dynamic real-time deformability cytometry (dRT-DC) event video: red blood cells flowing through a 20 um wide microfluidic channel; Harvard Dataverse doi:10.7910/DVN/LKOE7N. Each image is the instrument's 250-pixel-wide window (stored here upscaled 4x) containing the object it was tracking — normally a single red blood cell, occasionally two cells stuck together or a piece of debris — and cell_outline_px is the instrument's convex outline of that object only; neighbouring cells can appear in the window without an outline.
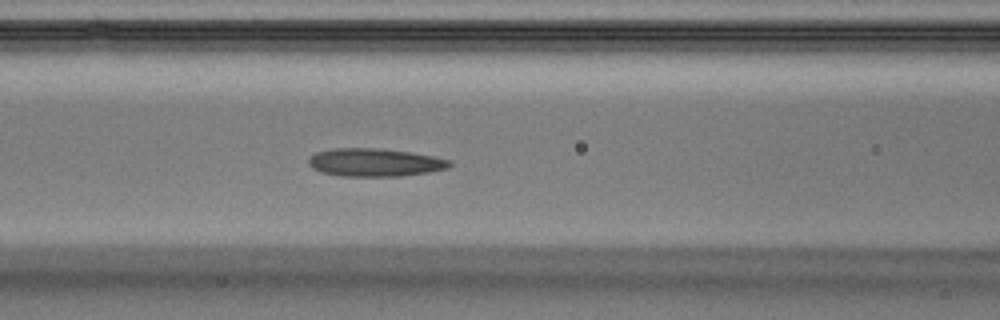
{"species": "Egyptian fruit bat (a non-hibernating species)", "species_latin": "Rousettus aegyptiacus", "temperature_condition": "warm", "stored_images_in_passage": 32, "camera_frame_rate_fps": 3000, "um_per_image_px": 0.085, "animal": {"sex": "male"}, "frame": {"image": 1, "passage_image": 9, "time_ms": 2.667, "image_size_px": [1000, 320], "cell_outline_px": [[452, 164], [448, 168], [428, 172], [400, 176], [340, 176], [324, 172], [312, 168], [308, 164], [308, 160], [316, 152], [336, 148], [380, 148], [408, 152], [432, 156], [448, 160]], "centroid_in_image_um": [31.84, 13.81], "position_along_channel_um": 134.8, "area_um2": 22.77}}
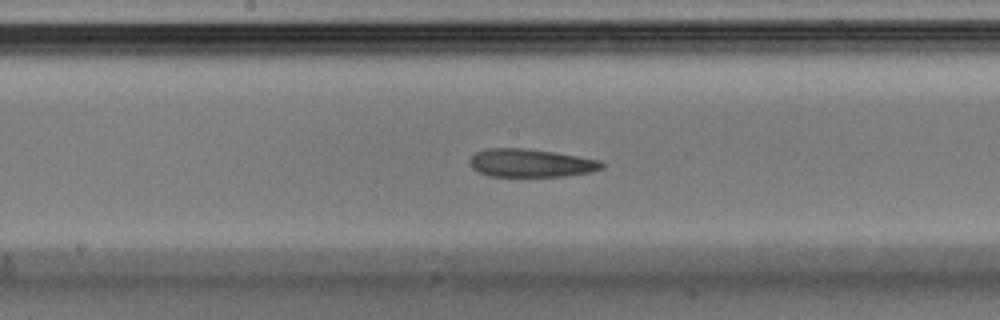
{"frame": {"image": 2, "passage_image": 13, "time_ms": 4.0, "image_size_px": [1000, 320], "cell_outline_px": [[604, 168], [592, 172], [564, 176], [488, 176], [476, 172], [472, 168], [468, 160], [476, 152], [488, 148], [524, 148], [556, 152], [600, 160], [604, 164]], "centroid_in_image_um": [45.11, 13.86], "position_along_channel_um": 203.1, "area_um2": 21.85}}
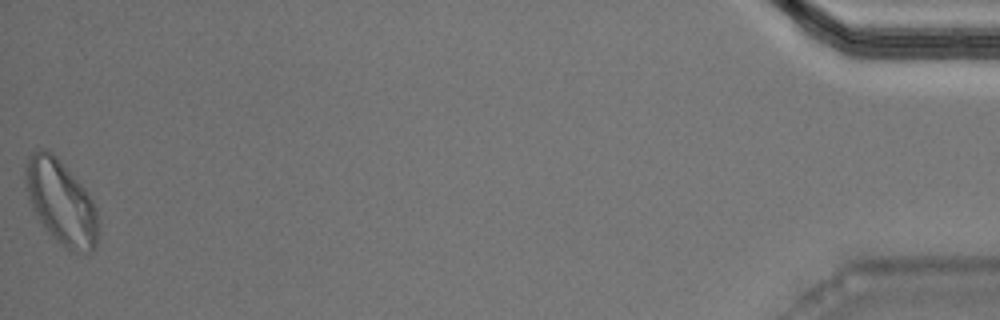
{"frame": {"image": 3, "passage_image": 32, "time_ms": 10.333, "image_size_px": [1000, 320], "cell_outline_px": [[96, 244], [92, 252], [68, 252], [52, 236], [40, 220], [32, 208], [28, 196], [24, 172], [24, 168], [28, 156], [32, 152], [40, 148], [44, 148], [52, 152], [56, 156], [84, 188], [96, 208]], "centroid_in_image_um": [5.15, 17.17], "position_along_channel_um": 430.0, "area_um2": 35.2}}